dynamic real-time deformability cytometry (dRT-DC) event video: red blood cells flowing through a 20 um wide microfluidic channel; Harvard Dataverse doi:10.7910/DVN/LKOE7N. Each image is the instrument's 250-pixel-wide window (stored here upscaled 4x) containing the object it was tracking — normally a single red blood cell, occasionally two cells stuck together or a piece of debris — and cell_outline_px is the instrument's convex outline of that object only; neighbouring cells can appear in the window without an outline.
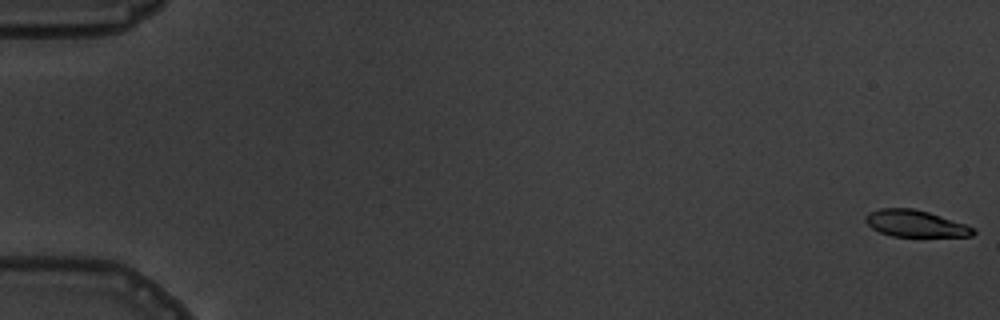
{"species": "common noctule bat (a hibernating species)", "species_latin": "Nyctalus noctula", "temperature_condition": "warm", "stored_images_in_passage": 5, "camera_frame_rate_fps": 3000, "um_per_image_px": 0.085, "animal": {"sex": "male", "body_mass_g": 19.5, "forearm_length_mm": 54.6}, "frame": {"image": 1, "passage_image": 1, "time_ms": 0.0, "image_size_px": [1000, 320], "cell_outline_px": [[976, 232], [972, 236], [892, 236], [880, 232], [872, 228], [864, 220], [864, 216], [868, 212], [880, 208], [912, 208], [928, 212], [976, 228]], "centroid_in_image_um": [77.77, 19.0], "position_along_channel_um": 7.2, "area_um2": 16.65}}
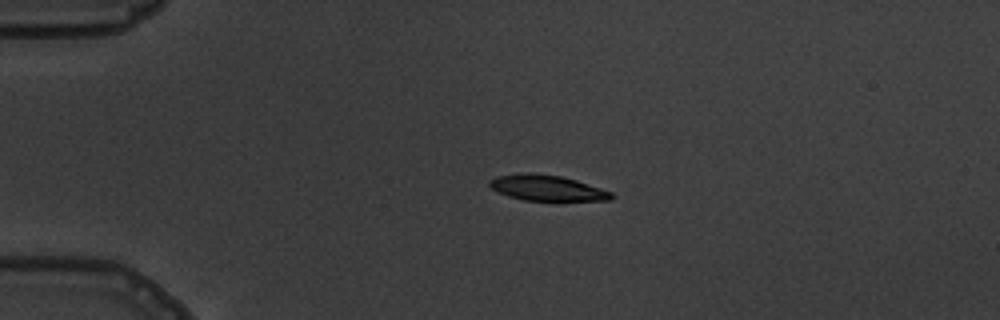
{"frame": {"image": 2, "passage_image": 4, "time_ms": 4.333, "image_size_px": [1000, 320], "cell_outline_px": [[616, 196], [612, 200], [524, 200], [508, 196], [496, 192], [488, 184], [488, 180], [496, 176], [528, 172], [560, 176], [576, 180], [612, 192]], "centroid_in_image_um": [46.47, 15.97], "position_along_channel_um": 38.5, "area_um2": 18.15}}